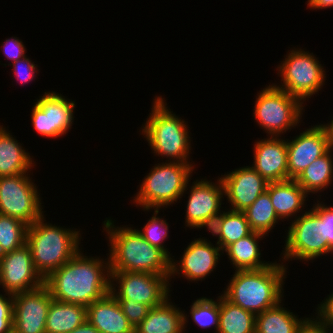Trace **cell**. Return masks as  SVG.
<instances>
[{
	"mask_svg": "<svg viewBox=\"0 0 333 333\" xmlns=\"http://www.w3.org/2000/svg\"><path fill=\"white\" fill-rule=\"evenodd\" d=\"M217 183V184H216ZM206 179L196 180L189 189L186 206L185 225L189 228H205L210 230L216 218L222 213L220 210L224 195V186L221 178L217 182Z\"/></svg>",
	"mask_w": 333,
	"mask_h": 333,
	"instance_id": "13",
	"label": "cell"
},
{
	"mask_svg": "<svg viewBox=\"0 0 333 333\" xmlns=\"http://www.w3.org/2000/svg\"><path fill=\"white\" fill-rule=\"evenodd\" d=\"M307 5L310 9H326L333 7V0H308Z\"/></svg>",
	"mask_w": 333,
	"mask_h": 333,
	"instance_id": "41",
	"label": "cell"
},
{
	"mask_svg": "<svg viewBox=\"0 0 333 333\" xmlns=\"http://www.w3.org/2000/svg\"><path fill=\"white\" fill-rule=\"evenodd\" d=\"M28 226L20 219L0 214V256L26 244Z\"/></svg>",
	"mask_w": 333,
	"mask_h": 333,
	"instance_id": "31",
	"label": "cell"
},
{
	"mask_svg": "<svg viewBox=\"0 0 333 333\" xmlns=\"http://www.w3.org/2000/svg\"><path fill=\"white\" fill-rule=\"evenodd\" d=\"M265 236V234L252 231L246 237L239 239L223 250L227 253L236 271L261 269L272 264L260 260L261 251L258 240L265 238Z\"/></svg>",
	"mask_w": 333,
	"mask_h": 333,
	"instance_id": "24",
	"label": "cell"
},
{
	"mask_svg": "<svg viewBox=\"0 0 333 333\" xmlns=\"http://www.w3.org/2000/svg\"><path fill=\"white\" fill-rule=\"evenodd\" d=\"M0 294V333H13V295Z\"/></svg>",
	"mask_w": 333,
	"mask_h": 333,
	"instance_id": "36",
	"label": "cell"
},
{
	"mask_svg": "<svg viewBox=\"0 0 333 333\" xmlns=\"http://www.w3.org/2000/svg\"><path fill=\"white\" fill-rule=\"evenodd\" d=\"M8 65H13V76H16V79H18V81L20 80L23 85L34 80L36 77L35 73L38 71L37 65L35 66V64L27 58V56L13 62L12 64L9 63Z\"/></svg>",
	"mask_w": 333,
	"mask_h": 333,
	"instance_id": "37",
	"label": "cell"
},
{
	"mask_svg": "<svg viewBox=\"0 0 333 333\" xmlns=\"http://www.w3.org/2000/svg\"><path fill=\"white\" fill-rule=\"evenodd\" d=\"M266 191L279 219L295 216L306 205L308 194L295 179L269 183Z\"/></svg>",
	"mask_w": 333,
	"mask_h": 333,
	"instance_id": "22",
	"label": "cell"
},
{
	"mask_svg": "<svg viewBox=\"0 0 333 333\" xmlns=\"http://www.w3.org/2000/svg\"><path fill=\"white\" fill-rule=\"evenodd\" d=\"M284 246L283 261H309L333 253L319 234L318 214L312 208L291 221Z\"/></svg>",
	"mask_w": 333,
	"mask_h": 333,
	"instance_id": "11",
	"label": "cell"
},
{
	"mask_svg": "<svg viewBox=\"0 0 333 333\" xmlns=\"http://www.w3.org/2000/svg\"><path fill=\"white\" fill-rule=\"evenodd\" d=\"M153 100L149 118L141 129L142 135L155 155L168 158V162L191 164L187 161L191 150L188 125L171 112L162 96Z\"/></svg>",
	"mask_w": 333,
	"mask_h": 333,
	"instance_id": "5",
	"label": "cell"
},
{
	"mask_svg": "<svg viewBox=\"0 0 333 333\" xmlns=\"http://www.w3.org/2000/svg\"><path fill=\"white\" fill-rule=\"evenodd\" d=\"M70 333H100V332L88 321H86L84 324L78 326Z\"/></svg>",
	"mask_w": 333,
	"mask_h": 333,
	"instance_id": "42",
	"label": "cell"
},
{
	"mask_svg": "<svg viewBox=\"0 0 333 333\" xmlns=\"http://www.w3.org/2000/svg\"><path fill=\"white\" fill-rule=\"evenodd\" d=\"M43 284L44 279L34 267L27 244L0 256V285L4 292L15 295Z\"/></svg>",
	"mask_w": 333,
	"mask_h": 333,
	"instance_id": "15",
	"label": "cell"
},
{
	"mask_svg": "<svg viewBox=\"0 0 333 333\" xmlns=\"http://www.w3.org/2000/svg\"><path fill=\"white\" fill-rule=\"evenodd\" d=\"M114 226L113 220L104 221L111 246L110 271L170 275L171 259L161 249L150 245L137 229Z\"/></svg>",
	"mask_w": 333,
	"mask_h": 333,
	"instance_id": "2",
	"label": "cell"
},
{
	"mask_svg": "<svg viewBox=\"0 0 333 333\" xmlns=\"http://www.w3.org/2000/svg\"><path fill=\"white\" fill-rule=\"evenodd\" d=\"M169 297L153 307L135 328V333H185L188 316L169 302Z\"/></svg>",
	"mask_w": 333,
	"mask_h": 333,
	"instance_id": "21",
	"label": "cell"
},
{
	"mask_svg": "<svg viewBox=\"0 0 333 333\" xmlns=\"http://www.w3.org/2000/svg\"><path fill=\"white\" fill-rule=\"evenodd\" d=\"M221 251L218 245L214 246L205 238L194 239L184 250L181 260L176 262L175 259H171L170 277L182 273V277L188 281L195 282L205 279L216 269L222 255Z\"/></svg>",
	"mask_w": 333,
	"mask_h": 333,
	"instance_id": "17",
	"label": "cell"
},
{
	"mask_svg": "<svg viewBox=\"0 0 333 333\" xmlns=\"http://www.w3.org/2000/svg\"><path fill=\"white\" fill-rule=\"evenodd\" d=\"M326 125L330 133L331 147H333V118L331 119V122H328Z\"/></svg>",
	"mask_w": 333,
	"mask_h": 333,
	"instance_id": "43",
	"label": "cell"
},
{
	"mask_svg": "<svg viewBox=\"0 0 333 333\" xmlns=\"http://www.w3.org/2000/svg\"><path fill=\"white\" fill-rule=\"evenodd\" d=\"M5 128L0 125V177L29 173L34 160Z\"/></svg>",
	"mask_w": 333,
	"mask_h": 333,
	"instance_id": "23",
	"label": "cell"
},
{
	"mask_svg": "<svg viewBox=\"0 0 333 333\" xmlns=\"http://www.w3.org/2000/svg\"><path fill=\"white\" fill-rule=\"evenodd\" d=\"M213 236H218L217 244L223 251L227 246L249 235L252 230L244 212L226 210L216 218L209 230Z\"/></svg>",
	"mask_w": 333,
	"mask_h": 333,
	"instance_id": "26",
	"label": "cell"
},
{
	"mask_svg": "<svg viewBox=\"0 0 333 333\" xmlns=\"http://www.w3.org/2000/svg\"><path fill=\"white\" fill-rule=\"evenodd\" d=\"M331 148L327 125H313L287 140L288 179H296L318 157Z\"/></svg>",
	"mask_w": 333,
	"mask_h": 333,
	"instance_id": "16",
	"label": "cell"
},
{
	"mask_svg": "<svg viewBox=\"0 0 333 333\" xmlns=\"http://www.w3.org/2000/svg\"><path fill=\"white\" fill-rule=\"evenodd\" d=\"M44 216L28 226L27 240L33 264L43 279L62 267L79 251L80 231L44 223Z\"/></svg>",
	"mask_w": 333,
	"mask_h": 333,
	"instance_id": "4",
	"label": "cell"
},
{
	"mask_svg": "<svg viewBox=\"0 0 333 333\" xmlns=\"http://www.w3.org/2000/svg\"><path fill=\"white\" fill-rule=\"evenodd\" d=\"M331 147L324 155L313 161L295 179L299 186L309 195L324 191L333 182V158Z\"/></svg>",
	"mask_w": 333,
	"mask_h": 333,
	"instance_id": "29",
	"label": "cell"
},
{
	"mask_svg": "<svg viewBox=\"0 0 333 333\" xmlns=\"http://www.w3.org/2000/svg\"><path fill=\"white\" fill-rule=\"evenodd\" d=\"M170 279V275L110 271V293L116 299H132L153 308L170 296Z\"/></svg>",
	"mask_w": 333,
	"mask_h": 333,
	"instance_id": "10",
	"label": "cell"
},
{
	"mask_svg": "<svg viewBox=\"0 0 333 333\" xmlns=\"http://www.w3.org/2000/svg\"><path fill=\"white\" fill-rule=\"evenodd\" d=\"M37 187L28 173L0 177V214L20 219L28 225L42 217Z\"/></svg>",
	"mask_w": 333,
	"mask_h": 333,
	"instance_id": "9",
	"label": "cell"
},
{
	"mask_svg": "<svg viewBox=\"0 0 333 333\" xmlns=\"http://www.w3.org/2000/svg\"><path fill=\"white\" fill-rule=\"evenodd\" d=\"M281 301L274 307L256 315L255 333H298L308 318L299 319L290 310L281 307Z\"/></svg>",
	"mask_w": 333,
	"mask_h": 333,
	"instance_id": "27",
	"label": "cell"
},
{
	"mask_svg": "<svg viewBox=\"0 0 333 333\" xmlns=\"http://www.w3.org/2000/svg\"><path fill=\"white\" fill-rule=\"evenodd\" d=\"M87 321L100 333H135L118 300L109 293L86 307Z\"/></svg>",
	"mask_w": 333,
	"mask_h": 333,
	"instance_id": "20",
	"label": "cell"
},
{
	"mask_svg": "<svg viewBox=\"0 0 333 333\" xmlns=\"http://www.w3.org/2000/svg\"><path fill=\"white\" fill-rule=\"evenodd\" d=\"M52 296L45 284L13 295V333H46Z\"/></svg>",
	"mask_w": 333,
	"mask_h": 333,
	"instance_id": "14",
	"label": "cell"
},
{
	"mask_svg": "<svg viewBox=\"0 0 333 333\" xmlns=\"http://www.w3.org/2000/svg\"><path fill=\"white\" fill-rule=\"evenodd\" d=\"M316 312L318 313L316 318L331 330L333 328V293L329 294L324 302L318 304Z\"/></svg>",
	"mask_w": 333,
	"mask_h": 333,
	"instance_id": "39",
	"label": "cell"
},
{
	"mask_svg": "<svg viewBox=\"0 0 333 333\" xmlns=\"http://www.w3.org/2000/svg\"><path fill=\"white\" fill-rule=\"evenodd\" d=\"M259 92L253 114L268 135L281 137L282 133L299 124L304 103L273 84Z\"/></svg>",
	"mask_w": 333,
	"mask_h": 333,
	"instance_id": "7",
	"label": "cell"
},
{
	"mask_svg": "<svg viewBox=\"0 0 333 333\" xmlns=\"http://www.w3.org/2000/svg\"><path fill=\"white\" fill-rule=\"evenodd\" d=\"M252 231L267 235L280 220L274 210L269 193L264 191L243 211Z\"/></svg>",
	"mask_w": 333,
	"mask_h": 333,
	"instance_id": "30",
	"label": "cell"
},
{
	"mask_svg": "<svg viewBox=\"0 0 333 333\" xmlns=\"http://www.w3.org/2000/svg\"><path fill=\"white\" fill-rule=\"evenodd\" d=\"M298 333H330V329L323 325L317 318H309L300 327Z\"/></svg>",
	"mask_w": 333,
	"mask_h": 333,
	"instance_id": "40",
	"label": "cell"
},
{
	"mask_svg": "<svg viewBox=\"0 0 333 333\" xmlns=\"http://www.w3.org/2000/svg\"><path fill=\"white\" fill-rule=\"evenodd\" d=\"M79 251L62 267L53 271L44 284L52 299L89 306L110 293L109 258L102 260ZM106 261V262H105Z\"/></svg>",
	"mask_w": 333,
	"mask_h": 333,
	"instance_id": "1",
	"label": "cell"
},
{
	"mask_svg": "<svg viewBox=\"0 0 333 333\" xmlns=\"http://www.w3.org/2000/svg\"><path fill=\"white\" fill-rule=\"evenodd\" d=\"M220 178L224 196L231 204L230 210L241 212L250 207L267 190L269 184L252 166L237 168Z\"/></svg>",
	"mask_w": 333,
	"mask_h": 333,
	"instance_id": "18",
	"label": "cell"
},
{
	"mask_svg": "<svg viewBox=\"0 0 333 333\" xmlns=\"http://www.w3.org/2000/svg\"><path fill=\"white\" fill-rule=\"evenodd\" d=\"M143 179L133 201L145 211L167 208L182 198L188 189L193 164L162 162L155 164ZM167 206V207H166Z\"/></svg>",
	"mask_w": 333,
	"mask_h": 333,
	"instance_id": "6",
	"label": "cell"
},
{
	"mask_svg": "<svg viewBox=\"0 0 333 333\" xmlns=\"http://www.w3.org/2000/svg\"><path fill=\"white\" fill-rule=\"evenodd\" d=\"M87 321L86 306L52 299L46 319V333H70Z\"/></svg>",
	"mask_w": 333,
	"mask_h": 333,
	"instance_id": "25",
	"label": "cell"
},
{
	"mask_svg": "<svg viewBox=\"0 0 333 333\" xmlns=\"http://www.w3.org/2000/svg\"><path fill=\"white\" fill-rule=\"evenodd\" d=\"M214 301L211 298H198L190 308V316L192 320L200 328H210L215 326L216 333L219 328V296Z\"/></svg>",
	"mask_w": 333,
	"mask_h": 333,
	"instance_id": "32",
	"label": "cell"
},
{
	"mask_svg": "<svg viewBox=\"0 0 333 333\" xmlns=\"http://www.w3.org/2000/svg\"><path fill=\"white\" fill-rule=\"evenodd\" d=\"M32 108V126L46 138L63 136L73 124L75 102L54 91L45 92Z\"/></svg>",
	"mask_w": 333,
	"mask_h": 333,
	"instance_id": "12",
	"label": "cell"
},
{
	"mask_svg": "<svg viewBox=\"0 0 333 333\" xmlns=\"http://www.w3.org/2000/svg\"><path fill=\"white\" fill-rule=\"evenodd\" d=\"M256 315L219 296V328L217 333H255Z\"/></svg>",
	"mask_w": 333,
	"mask_h": 333,
	"instance_id": "28",
	"label": "cell"
},
{
	"mask_svg": "<svg viewBox=\"0 0 333 333\" xmlns=\"http://www.w3.org/2000/svg\"><path fill=\"white\" fill-rule=\"evenodd\" d=\"M1 48L6 58L12 60V62L18 61L26 56V48L23 42L17 37L6 39Z\"/></svg>",
	"mask_w": 333,
	"mask_h": 333,
	"instance_id": "38",
	"label": "cell"
},
{
	"mask_svg": "<svg viewBox=\"0 0 333 333\" xmlns=\"http://www.w3.org/2000/svg\"><path fill=\"white\" fill-rule=\"evenodd\" d=\"M159 212V209H154V215H152V217L143 227V230L138 231L150 245L161 249L170 259H172L170 252L163 244V241L169 237V226L166 220L157 216Z\"/></svg>",
	"mask_w": 333,
	"mask_h": 333,
	"instance_id": "33",
	"label": "cell"
},
{
	"mask_svg": "<svg viewBox=\"0 0 333 333\" xmlns=\"http://www.w3.org/2000/svg\"><path fill=\"white\" fill-rule=\"evenodd\" d=\"M286 269L283 262H274L266 268L235 270L222 295L255 315L262 313L283 300Z\"/></svg>",
	"mask_w": 333,
	"mask_h": 333,
	"instance_id": "3",
	"label": "cell"
},
{
	"mask_svg": "<svg viewBox=\"0 0 333 333\" xmlns=\"http://www.w3.org/2000/svg\"><path fill=\"white\" fill-rule=\"evenodd\" d=\"M317 201L313 205V210L318 214L319 234L333 250V206H326L324 203Z\"/></svg>",
	"mask_w": 333,
	"mask_h": 333,
	"instance_id": "34",
	"label": "cell"
},
{
	"mask_svg": "<svg viewBox=\"0 0 333 333\" xmlns=\"http://www.w3.org/2000/svg\"><path fill=\"white\" fill-rule=\"evenodd\" d=\"M252 167L268 183L288 180L287 140L268 136L254 144Z\"/></svg>",
	"mask_w": 333,
	"mask_h": 333,
	"instance_id": "19",
	"label": "cell"
},
{
	"mask_svg": "<svg viewBox=\"0 0 333 333\" xmlns=\"http://www.w3.org/2000/svg\"><path fill=\"white\" fill-rule=\"evenodd\" d=\"M124 315L127 317L131 325L136 328L143 321L151 309L150 306L133 301L132 299H117Z\"/></svg>",
	"mask_w": 333,
	"mask_h": 333,
	"instance_id": "35",
	"label": "cell"
},
{
	"mask_svg": "<svg viewBox=\"0 0 333 333\" xmlns=\"http://www.w3.org/2000/svg\"><path fill=\"white\" fill-rule=\"evenodd\" d=\"M317 59L313 53L302 49L290 50L284 61L278 65V74L282 77L281 85H273L303 103L325 84L326 73Z\"/></svg>",
	"mask_w": 333,
	"mask_h": 333,
	"instance_id": "8",
	"label": "cell"
}]
</instances>
